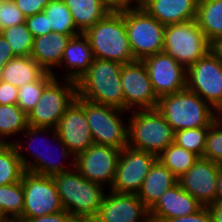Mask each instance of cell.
I'll list each match as a JSON object with an SVG mask.
<instances>
[{
  "instance_id": "13",
  "label": "cell",
  "mask_w": 222,
  "mask_h": 222,
  "mask_svg": "<svg viewBox=\"0 0 222 222\" xmlns=\"http://www.w3.org/2000/svg\"><path fill=\"white\" fill-rule=\"evenodd\" d=\"M156 160L157 155L151 152L124 147L120 151L115 178L109 190L137 194Z\"/></svg>"
},
{
  "instance_id": "8",
  "label": "cell",
  "mask_w": 222,
  "mask_h": 222,
  "mask_svg": "<svg viewBox=\"0 0 222 222\" xmlns=\"http://www.w3.org/2000/svg\"><path fill=\"white\" fill-rule=\"evenodd\" d=\"M118 10L124 16L130 48L136 60L163 52V24L139 5Z\"/></svg>"
},
{
  "instance_id": "24",
  "label": "cell",
  "mask_w": 222,
  "mask_h": 222,
  "mask_svg": "<svg viewBox=\"0 0 222 222\" xmlns=\"http://www.w3.org/2000/svg\"><path fill=\"white\" fill-rule=\"evenodd\" d=\"M177 183L178 178L157 159L151 166L137 196L150 210L161 195Z\"/></svg>"
},
{
  "instance_id": "42",
  "label": "cell",
  "mask_w": 222,
  "mask_h": 222,
  "mask_svg": "<svg viewBox=\"0 0 222 222\" xmlns=\"http://www.w3.org/2000/svg\"><path fill=\"white\" fill-rule=\"evenodd\" d=\"M165 222H213V219L208 207H202L194 214L171 218Z\"/></svg>"
},
{
  "instance_id": "44",
  "label": "cell",
  "mask_w": 222,
  "mask_h": 222,
  "mask_svg": "<svg viewBox=\"0 0 222 222\" xmlns=\"http://www.w3.org/2000/svg\"><path fill=\"white\" fill-rule=\"evenodd\" d=\"M113 10L137 6L141 0H104Z\"/></svg>"
},
{
  "instance_id": "6",
  "label": "cell",
  "mask_w": 222,
  "mask_h": 222,
  "mask_svg": "<svg viewBox=\"0 0 222 222\" xmlns=\"http://www.w3.org/2000/svg\"><path fill=\"white\" fill-rule=\"evenodd\" d=\"M127 134L129 147L158 156L174 143L175 131L155 108L130 111Z\"/></svg>"
},
{
  "instance_id": "29",
  "label": "cell",
  "mask_w": 222,
  "mask_h": 222,
  "mask_svg": "<svg viewBox=\"0 0 222 222\" xmlns=\"http://www.w3.org/2000/svg\"><path fill=\"white\" fill-rule=\"evenodd\" d=\"M48 17L49 28L53 32L63 33L75 37L81 32L76 28L72 14L64 0H51L43 9Z\"/></svg>"
},
{
  "instance_id": "49",
  "label": "cell",
  "mask_w": 222,
  "mask_h": 222,
  "mask_svg": "<svg viewBox=\"0 0 222 222\" xmlns=\"http://www.w3.org/2000/svg\"><path fill=\"white\" fill-rule=\"evenodd\" d=\"M0 222H9L7 218L2 214L1 210H0Z\"/></svg>"
},
{
  "instance_id": "33",
  "label": "cell",
  "mask_w": 222,
  "mask_h": 222,
  "mask_svg": "<svg viewBox=\"0 0 222 222\" xmlns=\"http://www.w3.org/2000/svg\"><path fill=\"white\" fill-rule=\"evenodd\" d=\"M54 78L52 73L45 72L37 81L19 87L17 105L28 115L38 103L44 88Z\"/></svg>"
},
{
  "instance_id": "47",
  "label": "cell",
  "mask_w": 222,
  "mask_h": 222,
  "mask_svg": "<svg viewBox=\"0 0 222 222\" xmlns=\"http://www.w3.org/2000/svg\"><path fill=\"white\" fill-rule=\"evenodd\" d=\"M212 50L218 55L222 61V38L212 44Z\"/></svg>"
},
{
  "instance_id": "18",
  "label": "cell",
  "mask_w": 222,
  "mask_h": 222,
  "mask_svg": "<svg viewBox=\"0 0 222 222\" xmlns=\"http://www.w3.org/2000/svg\"><path fill=\"white\" fill-rule=\"evenodd\" d=\"M221 164L200 157L179 179L180 186L203 207L216 202L217 178Z\"/></svg>"
},
{
  "instance_id": "2",
  "label": "cell",
  "mask_w": 222,
  "mask_h": 222,
  "mask_svg": "<svg viewBox=\"0 0 222 222\" xmlns=\"http://www.w3.org/2000/svg\"><path fill=\"white\" fill-rule=\"evenodd\" d=\"M52 178L64 210L78 222H91L108 189L85 179L76 168L53 175Z\"/></svg>"
},
{
  "instance_id": "27",
  "label": "cell",
  "mask_w": 222,
  "mask_h": 222,
  "mask_svg": "<svg viewBox=\"0 0 222 222\" xmlns=\"http://www.w3.org/2000/svg\"><path fill=\"white\" fill-rule=\"evenodd\" d=\"M208 41L222 38V0H199L195 18Z\"/></svg>"
},
{
  "instance_id": "7",
  "label": "cell",
  "mask_w": 222,
  "mask_h": 222,
  "mask_svg": "<svg viewBox=\"0 0 222 222\" xmlns=\"http://www.w3.org/2000/svg\"><path fill=\"white\" fill-rule=\"evenodd\" d=\"M76 99L84 106L94 143L119 150L128 146V111L93 103L79 96Z\"/></svg>"
},
{
  "instance_id": "38",
  "label": "cell",
  "mask_w": 222,
  "mask_h": 222,
  "mask_svg": "<svg viewBox=\"0 0 222 222\" xmlns=\"http://www.w3.org/2000/svg\"><path fill=\"white\" fill-rule=\"evenodd\" d=\"M25 24L33 38L53 33L52 28H49L48 17L44 11L26 17Z\"/></svg>"
},
{
  "instance_id": "37",
  "label": "cell",
  "mask_w": 222,
  "mask_h": 222,
  "mask_svg": "<svg viewBox=\"0 0 222 222\" xmlns=\"http://www.w3.org/2000/svg\"><path fill=\"white\" fill-rule=\"evenodd\" d=\"M26 16L16 6L14 0H0V31L25 23Z\"/></svg>"
},
{
  "instance_id": "10",
  "label": "cell",
  "mask_w": 222,
  "mask_h": 222,
  "mask_svg": "<svg viewBox=\"0 0 222 222\" xmlns=\"http://www.w3.org/2000/svg\"><path fill=\"white\" fill-rule=\"evenodd\" d=\"M76 97V82L54 78L44 88L38 103L27 115L28 125L55 129Z\"/></svg>"
},
{
  "instance_id": "15",
  "label": "cell",
  "mask_w": 222,
  "mask_h": 222,
  "mask_svg": "<svg viewBox=\"0 0 222 222\" xmlns=\"http://www.w3.org/2000/svg\"><path fill=\"white\" fill-rule=\"evenodd\" d=\"M120 151L110 146L93 143L75 156V168L85 179L110 189L115 178Z\"/></svg>"
},
{
  "instance_id": "19",
  "label": "cell",
  "mask_w": 222,
  "mask_h": 222,
  "mask_svg": "<svg viewBox=\"0 0 222 222\" xmlns=\"http://www.w3.org/2000/svg\"><path fill=\"white\" fill-rule=\"evenodd\" d=\"M62 142L76 156L94 143L84 106L75 99L55 128Z\"/></svg>"
},
{
  "instance_id": "36",
  "label": "cell",
  "mask_w": 222,
  "mask_h": 222,
  "mask_svg": "<svg viewBox=\"0 0 222 222\" xmlns=\"http://www.w3.org/2000/svg\"><path fill=\"white\" fill-rule=\"evenodd\" d=\"M203 158L222 165V123L218 119L208 130Z\"/></svg>"
},
{
  "instance_id": "14",
  "label": "cell",
  "mask_w": 222,
  "mask_h": 222,
  "mask_svg": "<svg viewBox=\"0 0 222 222\" xmlns=\"http://www.w3.org/2000/svg\"><path fill=\"white\" fill-rule=\"evenodd\" d=\"M121 84L124 95V110L130 112L157 108L159 98L153 89L142 60L123 64Z\"/></svg>"
},
{
  "instance_id": "16",
  "label": "cell",
  "mask_w": 222,
  "mask_h": 222,
  "mask_svg": "<svg viewBox=\"0 0 222 222\" xmlns=\"http://www.w3.org/2000/svg\"><path fill=\"white\" fill-rule=\"evenodd\" d=\"M142 61L158 98L187 87V69L165 52L147 56Z\"/></svg>"
},
{
  "instance_id": "21",
  "label": "cell",
  "mask_w": 222,
  "mask_h": 222,
  "mask_svg": "<svg viewBox=\"0 0 222 222\" xmlns=\"http://www.w3.org/2000/svg\"><path fill=\"white\" fill-rule=\"evenodd\" d=\"M202 207L177 183L161 195L157 203L149 210V218L154 222H165L171 218L194 214Z\"/></svg>"
},
{
  "instance_id": "43",
  "label": "cell",
  "mask_w": 222,
  "mask_h": 222,
  "mask_svg": "<svg viewBox=\"0 0 222 222\" xmlns=\"http://www.w3.org/2000/svg\"><path fill=\"white\" fill-rule=\"evenodd\" d=\"M14 57L16 56L13 54L8 41L0 33V70Z\"/></svg>"
},
{
  "instance_id": "30",
  "label": "cell",
  "mask_w": 222,
  "mask_h": 222,
  "mask_svg": "<svg viewBox=\"0 0 222 222\" xmlns=\"http://www.w3.org/2000/svg\"><path fill=\"white\" fill-rule=\"evenodd\" d=\"M200 157L172 143L162 151L157 159L164 164L178 179L187 172Z\"/></svg>"
},
{
  "instance_id": "22",
  "label": "cell",
  "mask_w": 222,
  "mask_h": 222,
  "mask_svg": "<svg viewBox=\"0 0 222 222\" xmlns=\"http://www.w3.org/2000/svg\"><path fill=\"white\" fill-rule=\"evenodd\" d=\"M199 0H141V6L164 26L185 23L196 18Z\"/></svg>"
},
{
  "instance_id": "9",
  "label": "cell",
  "mask_w": 222,
  "mask_h": 222,
  "mask_svg": "<svg viewBox=\"0 0 222 222\" xmlns=\"http://www.w3.org/2000/svg\"><path fill=\"white\" fill-rule=\"evenodd\" d=\"M210 50H212V44L195 19L165 26L163 52L173 57L186 69Z\"/></svg>"
},
{
  "instance_id": "3",
  "label": "cell",
  "mask_w": 222,
  "mask_h": 222,
  "mask_svg": "<svg viewBox=\"0 0 222 222\" xmlns=\"http://www.w3.org/2000/svg\"><path fill=\"white\" fill-rule=\"evenodd\" d=\"M122 66L119 62L94 58L88 71L76 82L77 96L124 110Z\"/></svg>"
},
{
  "instance_id": "34",
  "label": "cell",
  "mask_w": 222,
  "mask_h": 222,
  "mask_svg": "<svg viewBox=\"0 0 222 222\" xmlns=\"http://www.w3.org/2000/svg\"><path fill=\"white\" fill-rule=\"evenodd\" d=\"M0 33L8 41L15 56H30L34 38L25 23L8 27Z\"/></svg>"
},
{
  "instance_id": "40",
  "label": "cell",
  "mask_w": 222,
  "mask_h": 222,
  "mask_svg": "<svg viewBox=\"0 0 222 222\" xmlns=\"http://www.w3.org/2000/svg\"><path fill=\"white\" fill-rule=\"evenodd\" d=\"M18 222H78L67 211L63 210L54 214L37 216L34 218H19Z\"/></svg>"
},
{
  "instance_id": "23",
  "label": "cell",
  "mask_w": 222,
  "mask_h": 222,
  "mask_svg": "<svg viewBox=\"0 0 222 222\" xmlns=\"http://www.w3.org/2000/svg\"><path fill=\"white\" fill-rule=\"evenodd\" d=\"M70 35L53 32L35 37L30 54L46 72L53 73L60 65Z\"/></svg>"
},
{
  "instance_id": "12",
  "label": "cell",
  "mask_w": 222,
  "mask_h": 222,
  "mask_svg": "<svg viewBox=\"0 0 222 222\" xmlns=\"http://www.w3.org/2000/svg\"><path fill=\"white\" fill-rule=\"evenodd\" d=\"M22 185L24 209L20 218H34L64 210L52 176L25 171Z\"/></svg>"
},
{
  "instance_id": "31",
  "label": "cell",
  "mask_w": 222,
  "mask_h": 222,
  "mask_svg": "<svg viewBox=\"0 0 222 222\" xmlns=\"http://www.w3.org/2000/svg\"><path fill=\"white\" fill-rule=\"evenodd\" d=\"M24 209L22 180L0 186V210L8 221H17Z\"/></svg>"
},
{
  "instance_id": "41",
  "label": "cell",
  "mask_w": 222,
  "mask_h": 222,
  "mask_svg": "<svg viewBox=\"0 0 222 222\" xmlns=\"http://www.w3.org/2000/svg\"><path fill=\"white\" fill-rule=\"evenodd\" d=\"M18 87L0 81V105H17Z\"/></svg>"
},
{
  "instance_id": "5",
  "label": "cell",
  "mask_w": 222,
  "mask_h": 222,
  "mask_svg": "<svg viewBox=\"0 0 222 222\" xmlns=\"http://www.w3.org/2000/svg\"><path fill=\"white\" fill-rule=\"evenodd\" d=\"M83 34L89 40L94 58L121 64L136 60L130 48L124 16L119 10H111Z\"/></svg>"
},
{
  "instance_id": "32",
  "label": "cell",
  "mask_w": 222,
  "mask_h": 222,
  "mask_svg": "<svg viewBox=\"0 0 222 222\" xmlns=\"http://www.w3.org/2000/svg\"><path fill=\"white\" fill-rule=\"evenodd\" d=\"M24 172L14 144H3L0 147V186L21 181Z\"/></svg>"
},
{
  "instance_id": "50",
  "label": "cell",
  "mask_w": 222,
  "mask_h": 222,
  "mask_svg": "<svg viewBox=\"0 0 222 222\" xmlns=\"http://www.w3.org/2000/svg\"><path fill=\"white\" fill-rule=\"evenodd\" d=\"M4 143L0 140V147L3 145Z\"/></svg>"
},
{
  "instance_id": "39",
  "label": "cell",
  "mask_w": 222,
  "mask_h": 222,
  "mask_svg": "<svg viewBox=\"0 0 222 222\" xmlns=\"http://www.w3.org/2000/svg\"><path fill=\"white\" fill-rule=\"evenodd\" d=\"M50 1L51 0H14L16 6L26 17L42 12Z\"/></svg>"
},
{
  "instance_id": "17",
  "label": "cell",
  "mask_w": 222,
  "mask_h": 222,
  "mask_svg": "<svg viewBox=\"0 0 222 222\" xmlns=\"http://www.w3.org/2000/svg\"><path fill=\"white\" fill-rule=\"evenodd\" d=\"M149 210L137 194L107 190L96 217L91 222H148Z\"/></svg>"
},
{
  "instance_id": "26",
  "label": "cell",
  "mask_w": 222,
  "mask_h": 222,
  "mask_svg": "<svg viewBox=\"0 0 222 222\" xmlns=\"http://www.w3.org/2000/svg\"><path fill=\"white\" fill-rule=\"evenodd\" d=\"M75 22L84 33L113 10L104 0H64Z\"/></svg>"
},
{
  "instance_id": "46",
  "label": "cell",
  "mask_w": 222,
  "mask_h": 222,
  "mask_svg": "<svg viewBox=\"0 0 222 222\" xmlns=\"http://www.w3.org/2000/svg\"><path fill=\"white\" fill-rule=\"evenodd\" d=\"M216 202H222V165L217 178Z\"/></svg>"
},
{
  "instance_id": "1",
  "label": "cell",
  "mask_w": 222,
  "mask_h": 222,
  "mask_svg": "<svg viewBox=\"0 0 222 222\" xmlns=\"http://www.w3.org/2000/svg\"><path fill=\"white\" fill-rule=\"evenodd\" d=\"M13 144L25 171L53 176L75 168V155L54 128L28 125Z\"/></svg>"
},
{
  "instance_id": "28",
  "label": "cell",
  "mask_w": 222,
  "mask_h": 222,
  "mask_svg": "<svg viewBox=\"0 0 222 222\" xmlns=\"http://www.w3.org/2000/svg\"><path fill=\"white\" fill-rule=\"evenodd\" d=\"M27 126V114L18 105H0V140L4 144H13Z\"/></svg>"
},
{
  "instance_id": "35",
  "label": "cell",
  "mask_w": 222,
  "mask_h": 222,
  "mask_svg": "<svg viewBox=\"0 0 222 222\" xmlns=\"http://www.w3.org/2000/svg\"><path fill=\"white\" fill-rule=\"evenodd\" d=\"M209 128H192L175 132L174 143L203 157Z\"/></svg>"
},
{
  "instance_id": "20",
  "label": "cell",
  "mask_w": 222,
  "mask_h": 222,
  "mask_svg": "<svg viewBox=\"0 0 222 222\" xmlns=\"http://www.w3.org/2000/svg\"><path fill=\"white\" fill-rule=\"evenodd\" d=\"M94 61L88 38L83 34L71 37L63 53L59 67L52 73L55 78L77 82Z\"/></svg>"
},
{
  "instance_id": "48",
  "label": "cell",
  "mask_w": 222,
  "mask_h": 222,
  "mask_svg": "<svg viewBox=\"0 0 222 222\" xmlns=\"http://www.w3.org/2000/svg\"><path fill=\"white\" fill-rule=\"evenodd\" d=\"M217 119L222 123V107L217 111Z\"/></svg>"
},
{
  "instance_id": "25",
  "label": "cell",
  "mask_w": 222,
  "mask_h": 222,
  "mask_svg": "<svg viewBox=\"0 0 222 222\" xmlns=\"http://www.w3.org/2000/svg\"><path fill=\"white\" fill-rule=\"evenodd\" d=\"M46 71L30 56H16L0 70L1 81L13 86L37 81Z\"/></svg>"
},
{
  "instance_id": "11",
  "label": "cell",
  "mask_w": 222,
  "mask_h": 222,
  "mask_svg": "<svg viewBox=\"0 0 222 222\" xmlns=\"http://www.w3.org/2000/svg\"><path fill=\"white\" fill-rule=\"evenodd\" d=\"M187 88L216 112L222 107V61L213 50L187 69Z\"/></svg>"
},
{
  "instance_id": "45",
  "label": "cell",
  "mask_w": 222,
  "mask_h": 222,
  "mask_svg": "<svg viewBox=\"0 0 222 222\" xmlns=\"http://www.w3.org/2000/svg\"><path fill=\"white\" fill-rule=\"evenodd\" d=\"M213 222H222V202H215L208 206Z\"/></svg>"
},
{
  "instance_id": "4",
  "label": "cell",
  "mask_w": 222,
  "mask_h": 222,
  "mask_svg": "<svg viewBox=\"0 0 222 222\" xmlns=\"http://www.w3.org/2000/svg\"><path fill=\"white\" fill-rule=\"evenodd\" d=\"M176 131L192 128H210L217 120V112L187 87L162 96L156 108Z\"/></svg>"
}]
</instances>
